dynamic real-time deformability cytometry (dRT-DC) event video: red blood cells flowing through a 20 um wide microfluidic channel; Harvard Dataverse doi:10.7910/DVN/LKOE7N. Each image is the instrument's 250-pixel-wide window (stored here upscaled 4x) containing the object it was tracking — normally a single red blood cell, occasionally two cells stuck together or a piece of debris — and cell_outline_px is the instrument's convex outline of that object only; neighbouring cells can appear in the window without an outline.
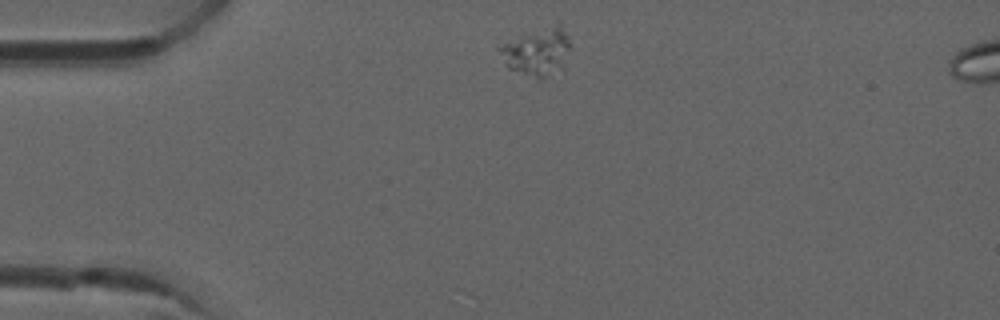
{"species": "common noctule bat (a hibernating species)", "species_latin": "Nyctalus noctula", "temperature_condition": "room temperature", "stored_images_in_passage": 3, "camera_frame_rate_fps": 3000, "um_per_image_px": 0.085, "animal": {"sex": "male", "forearm_length_mm": 52.5}, "frame": {"image": 1, "passage_image": 1, "time_ms": 0.0, "image_size_px": [1000, 320], "cell_outline_px": [[568, 48], [564, 72], [540, 80], [508, 68], [504, 64], [496, 48], [504, 44], [556, 20], [560, 20], [568, 36]], "centroid_in_image_um": [45.72, 4.4], "position_along_channel_um": 39.3, "area_um2": 20.29}}